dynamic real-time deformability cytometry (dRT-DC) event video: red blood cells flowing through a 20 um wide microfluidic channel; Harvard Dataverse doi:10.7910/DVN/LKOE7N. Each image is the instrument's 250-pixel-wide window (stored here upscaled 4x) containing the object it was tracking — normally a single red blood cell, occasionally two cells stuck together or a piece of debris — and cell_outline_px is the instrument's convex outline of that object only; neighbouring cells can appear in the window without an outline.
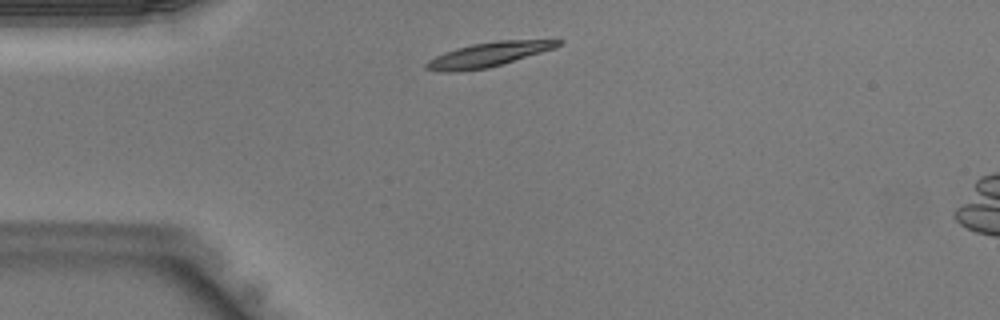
{"species": "Egyptian fruit bat (a non-hibernating species)", "species_latin": "Rousettus aegyptiacus", "temperature_condition": "warm", "stored_images_in_passage": 35, "camera_frame_rate_fps": 3000, "um_per_image_px": 0.085, "animal": {"sex": "male"}, "frame": {"image": 1, "passage_image": 3, "time_ms": 0.667, "image_size_px": [1000, 320], "cell_outline_px": [[564, 40], [560, 44], [552, 48], [540, 52], [488, 68], [456, 72], [440, 72], [424, 68], [424, 64], [428, 60], [444, 52], [456, 48], [472, 44], [496, 40]], "centroid_in_image_um": [41.4, 4.65], "position_along_channel_um": 43.6, "area_um2": 18.5}}
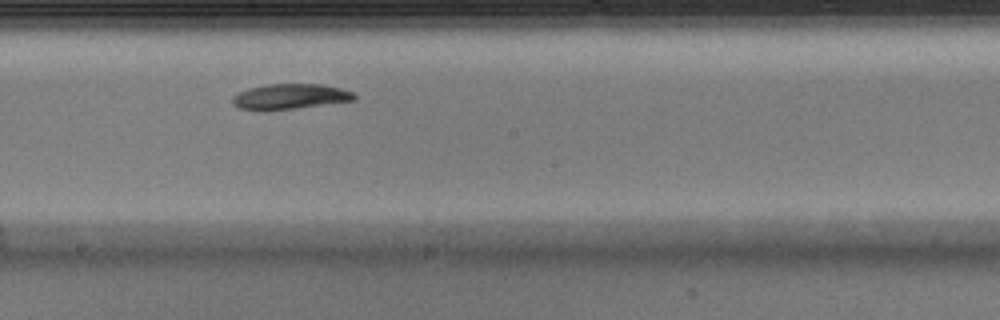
{"frame": {"image": 2, "passage_image": 16, "time_ms": 5.0, "image_size_px": [1000, 320], "cell_outline_px": [[356, 100], [264, 112], [240, 108], [232, 100], [232, 96], [236, 92], [248, 88], [268, 84], [324, 84], [340, 88], [352, 92], [356, 96]], "centroid_in_image_um": [24.62, 8.21], "position_along_channel_um": 223.6, "area_um2": 18.15}}
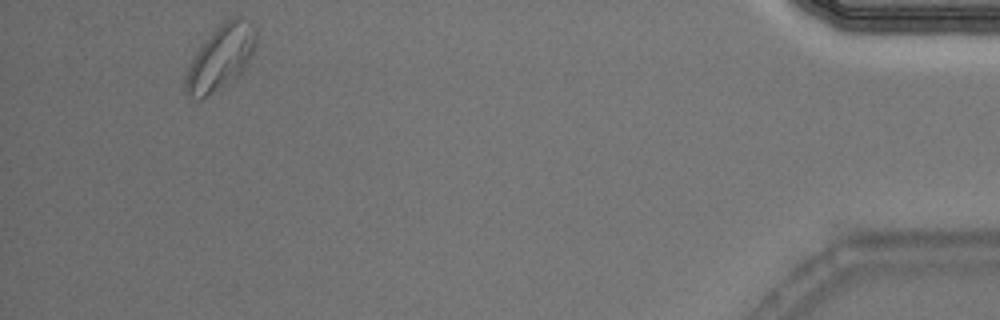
{"frame": {"image": 3, "passage_image": 33, "time_ms": 10.667, "image_size_px": [1000, 320], "cell_outline_px": [[256, 48], [252, 56], [240, 76], [200, 100], [196, 100], [188, 96], [184, 92], [184, 76], [196, 52], [212, 32], [224, 20], [232, 16], [240, 16], [252, 24], [256, 32]], "centroid_in_image_um": [18.76, 4.91], "position_along_channel_um": 416.4, "area_um2": 26.76}}